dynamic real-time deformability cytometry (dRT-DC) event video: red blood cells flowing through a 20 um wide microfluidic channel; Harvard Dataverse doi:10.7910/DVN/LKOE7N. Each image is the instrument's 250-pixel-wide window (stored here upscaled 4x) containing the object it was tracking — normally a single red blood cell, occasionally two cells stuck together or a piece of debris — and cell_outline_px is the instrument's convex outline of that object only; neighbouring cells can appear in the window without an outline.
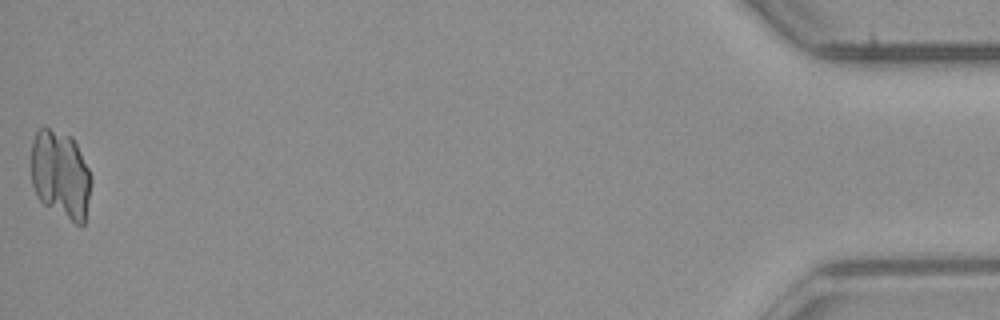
{"species": "common noctule bat (a hibernating species)", "species_latin": "Nyctalus noctula", "temperature_condition": "room temperature", "stored_images_in_passage": 43, "camera_frame_rate_fps": 3000, "um_per_image_px": 0.085, "animal": {"sex": "male", "body_mass_g": 23.1, "forearm_length_mm": 52.7}, "frame": {"image": 1, "passage_image": 43, "time_ms": 14.0, "image_size_px": [1000, 320], "cell_outline_px": [[92, 180], [84, 224], [76, 224], [44, 204], [36, 196], [32, 184], [32, 140], [36, 132], [40, 128], [48, 128], [72, 136], [92, 176]], "centroid_in_image_um": [5.15, 14.83], "position_along_channel_um": 430.1, "area_um2": 30.63}}